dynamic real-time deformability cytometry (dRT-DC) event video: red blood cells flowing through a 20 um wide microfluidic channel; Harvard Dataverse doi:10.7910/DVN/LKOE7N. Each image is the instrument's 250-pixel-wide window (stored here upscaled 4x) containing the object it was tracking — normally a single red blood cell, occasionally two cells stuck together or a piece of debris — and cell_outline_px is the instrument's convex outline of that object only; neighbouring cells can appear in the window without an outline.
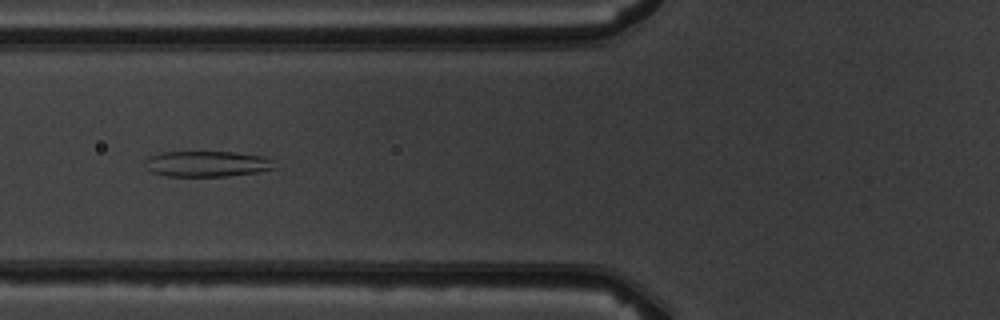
{"species": "common noctule bat (a hibernating species)", "species_latin": "Nyctalus noctula", "temperature_condition": "warm", "stored_images_in_passage": 6, "camera_frame_rate_fps": 3000, "um_per_image_px": 0.085, "animal": {"sex": "male", "body_mass_g": 19.5, "forearm_length_mm": 54.6}, "frame": {"image": 1, "passage_image": 6, "time_ms": 5.667, "image_size_px": [1000, 320], "cell_outline_px": [[276, 168], [256, 172], [228, 176], [168, 176], [152, 172], [148, 168], [144, 160], [148, 156], [160, 152], [236, 152], [264, 156], [272, 160]], "centroid_in_image_um": [17.59, 13.92], "position_along_channel_um": 108.2, "area_um2": 19.42}}